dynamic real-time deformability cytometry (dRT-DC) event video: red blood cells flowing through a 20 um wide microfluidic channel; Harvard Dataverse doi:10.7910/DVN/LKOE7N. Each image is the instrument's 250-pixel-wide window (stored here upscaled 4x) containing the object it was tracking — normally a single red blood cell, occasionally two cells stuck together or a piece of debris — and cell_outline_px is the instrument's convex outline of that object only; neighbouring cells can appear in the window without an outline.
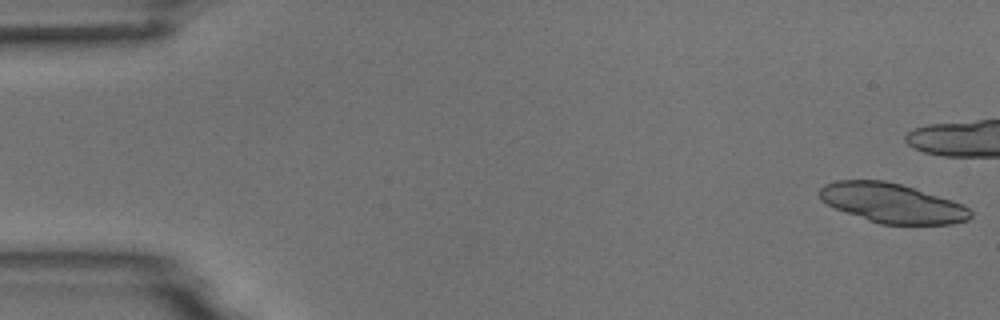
{"species": "common noctule bat (a hibernating species)", "species_latin": "Nyctalus noctula", "temperature_condition": "room temperature", "stored_images_in_passage": 8, "camera_frame_rate_fps": 3000, "um_per_image_px": 0.085, "animal": {"sex": "male", "body_mass_g": 18.8}, "frame": {"image": 1, "passage_image": 1, "time_ms": 0.0, "image_size_px": [1000, 320], "cell_outline_px": [[972, 216], [968, 220], [952, 224], [880, 224], [868, 220], [836, 208], [820, 200], [820, 188], [824, 184], [836, 180], [884, 180], [900, 184], [952, 200], [964, 204], [972, 212]], "centroid_in_image_um": [75.84, 17.26], "position_along_channel_um": 9.2, "area_um2": 34.51}}